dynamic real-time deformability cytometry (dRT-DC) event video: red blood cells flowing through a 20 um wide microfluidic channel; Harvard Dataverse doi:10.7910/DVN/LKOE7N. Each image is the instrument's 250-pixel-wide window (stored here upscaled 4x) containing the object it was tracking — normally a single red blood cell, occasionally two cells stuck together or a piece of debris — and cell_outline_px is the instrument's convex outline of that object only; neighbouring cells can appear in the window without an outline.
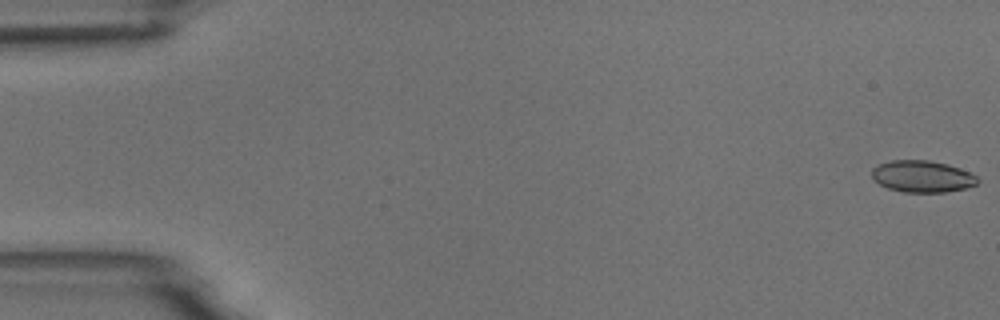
{"species": "common noctule bat (a hibernating species)", "species_latin": "Nyctalus noctula", "temperature_condition": "room temperature", "stored_images_in_passage": 5, "camera_frame_rate_fps": 3000, "um_per_image_px": 0.085, "animal": {"sex": "male", "body_mass_g": 18.8}, "frame": {"image": 1, "passage_image": 1, "time_ms": 0.0, "image_size_px": [1000, 320], "cell_outline_px": [[980, 180], [976, 184], [964, 188], [944, 192], [904, 192], [888, 188], [880, 184], [872, 176], [872, 168], [876, 164], [892, 160], [928, 160], [948, 164], [960, 168], [976, 176]], "centroid_in_image_um": [78.38, 14.98], "position_along_channel_um": 6.6, "area_um2": 19.48}}
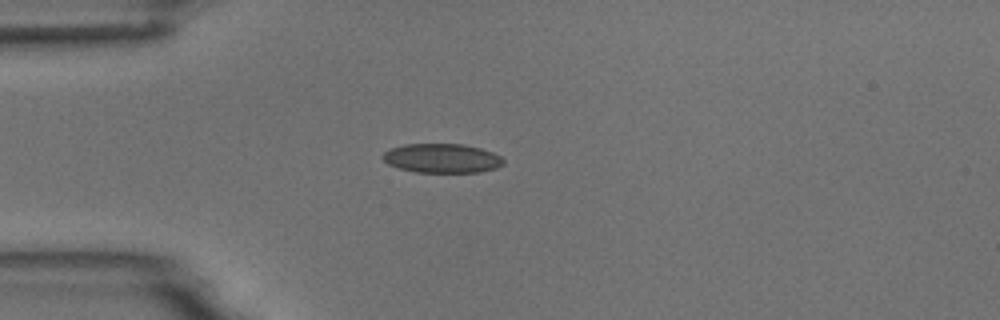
{"frame": {"image": 2, "passage_image": 5, "time_ms": 4.667, "image_size_px": [1000, 320], "cell_outline_px": [[504, 164], [496, 168], [480, 172], [416, 172], [400, 168], [388, 164], [380, 156], [384, 152], [392, 148], [404, 144], [464, 144], [480, 148], [492, 152], [500, 156], [504, 160]], "centroid_in_image_um": [37.57, 13.45], "position_along_channel_um": 47.4, "area_um2": 20.52}}